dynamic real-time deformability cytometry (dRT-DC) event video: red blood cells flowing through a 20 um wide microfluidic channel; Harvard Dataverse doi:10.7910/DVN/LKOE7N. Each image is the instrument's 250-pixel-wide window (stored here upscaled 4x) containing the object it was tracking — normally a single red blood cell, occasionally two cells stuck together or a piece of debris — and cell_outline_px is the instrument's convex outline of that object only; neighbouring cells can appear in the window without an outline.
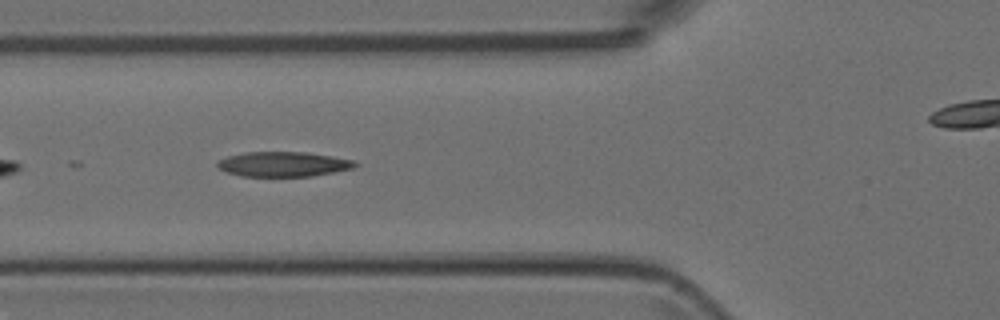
{"species": "Egyptian fruit bat (a non-hibernating species)", "species_latin": "Rousettus aegyptiacus", "temperature_condition": "room temperature", "stored_images_in_passage": 7, "camera_frame_rate_fps": 3000, "um_per_image_px": 0.085, "animal": {"sex": "female"}, "frame": {"image": 1, "passage_image": 5, "time_ms": 1.333, "image_size_px": [1000, 320], "cell_outline_px": [[360, 164], [352, 168], [312, 176], [240, 176], [228, 172], [220, 168], [216, 164], [220, 160], [228, 156], [244, 152], [308, 152], [332, 156], [352, 160]], "centroid_in_image_um": [24.09, 13.95], "position_along_channel_um": 101.7, "area_um2": 19.77}}